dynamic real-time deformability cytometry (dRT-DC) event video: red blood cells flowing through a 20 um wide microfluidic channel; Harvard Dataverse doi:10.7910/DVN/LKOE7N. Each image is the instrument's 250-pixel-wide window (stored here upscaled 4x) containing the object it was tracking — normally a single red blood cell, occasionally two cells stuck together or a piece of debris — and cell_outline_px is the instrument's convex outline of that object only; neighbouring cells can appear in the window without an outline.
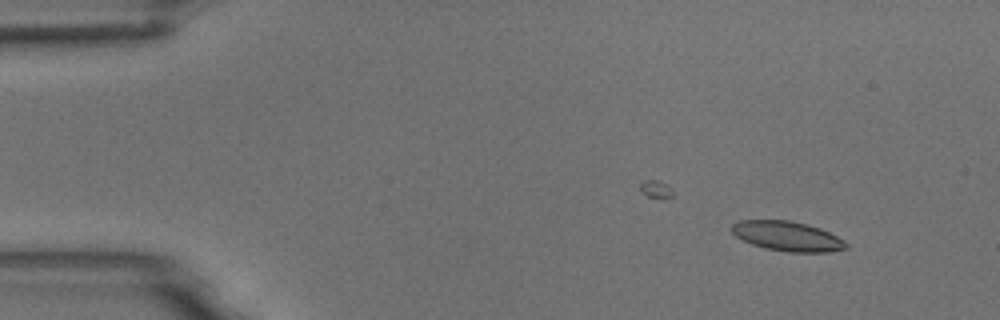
{"species": "common noctule bat (a hibernating species)", "species_latin": "Nyctalus noctula", "temperature_condition": "room temperature", "stored_images_in_passage": 47, "camera_frame_rate_fps": 3000, "um_per_image_px": 0.085, "animal": {"sex": "male", "body_mass_g": 18.8}, "frame": {"image": 1, "passage_image": 1, "time_ms": 0.0, "image_size_px": [1000, 320], "cell_outline_px": [[848, 248], [828, 252], [788, 252], [764, 248], [752, 244], [736, 236], [732, 232], [732, 224], [740, 220], [788, 220], [808, 224], [820, 228], [844, 240], [848, 244]], "centroid_in_image_um": [66.94, 20.07], "position_along_channel_um": 18.1, "area_um2": 19.77}}
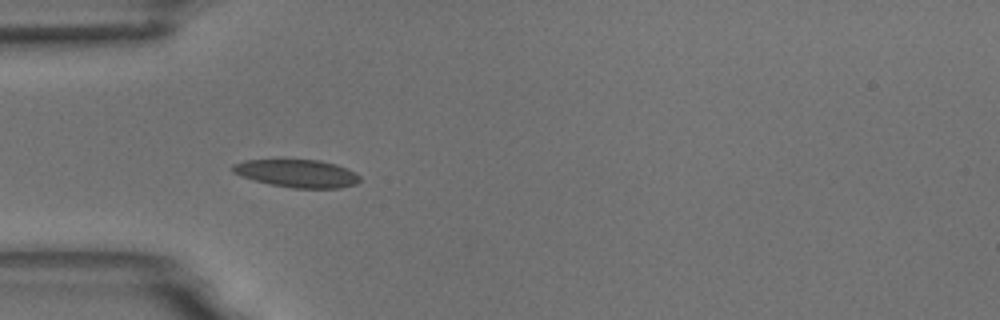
{"frame": {"image": 2, "passage_image": 12, "time_ms": 3.667, "image_size_px": [1000, 320], "cell_outline_px": [[360, 180], [356, 184], [340, 188], [292, 188], [268, 184], [232, 172], [232, 164], [244, 160], [320, 160], [336, 164], [348, 168], [356, 172], [360, 176]], "centroid_in_image_um": [25.3, 14.74], "position_along_channel_um": 59.7, "area_um2": 20.63}}
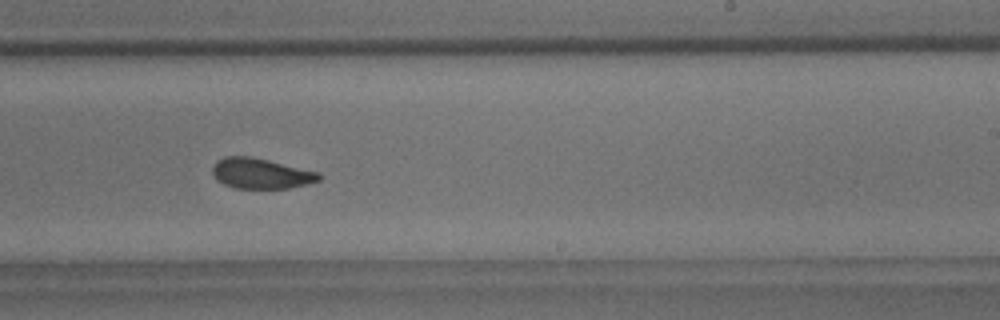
{"frame": {"image": 3, "passage_image": 29, "time_ms": 9.333, "image_size_px": [1000, 320], "cell_outline_px": [[324, 176], [320, 180], [308, 184], [288, 188], [236, 188], [224, 184], [216, 180], [212, 176], [212, 168], [216, 160], [224, 156], [252, 156], [320, 172]], "centroid_in_image_um": [22.18, 14.73], "position_along_channel_um": 266.8, "area_um2": 19.19}, "authors_computed_cell_mechanics": {"area_um2": 19.7098, "velocity_mm_per_s": 3.6954, "shape_relaxation_time_tau1_ms": 3.2215, "shape_relaxation_time_tau2_ms": 2.0142, "deformation_change_tau1": 0.1268, "deformation_change_tau2": 0.083}}